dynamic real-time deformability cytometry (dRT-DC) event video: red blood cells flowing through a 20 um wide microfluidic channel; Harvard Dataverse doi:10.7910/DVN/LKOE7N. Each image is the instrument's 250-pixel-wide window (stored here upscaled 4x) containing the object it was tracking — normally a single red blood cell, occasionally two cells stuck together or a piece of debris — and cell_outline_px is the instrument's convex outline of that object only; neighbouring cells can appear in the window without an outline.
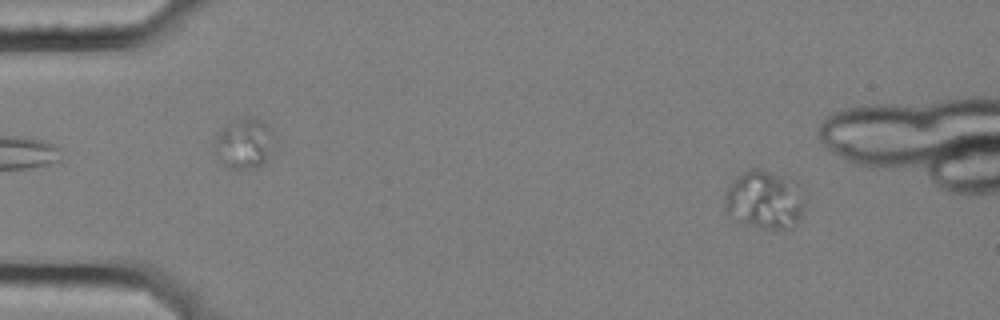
{"species": "common noctule bat (a hibernating species)", "species_latin": "Nyctalus noctula", "temperature_condition": "cold", "stored_images_in_passage": 60, "camera_frame_rate_fps": 3000, "um_per_image_px": 0.085, "animal": {"sex": "female", "body_mass_g": 25.1}, "frame": {"image": 1, "passage_image": 8, "time_ms": 2.333, "image_size_px": [1000, 320], "cell_outline_px": [[804, 204], [800, 220], [784, 228], [760, 228], [728, 216], [724, 208], [724, 196], [728, 188], [736, 176], [740, 172], [748, 168], [764, 168], [788, 176], [792, 180], [804, 200]], "centroid_in_image_um": [64.93, 16.93], "position_along_channel_um": 20.1, "area_um2": 27.22}}
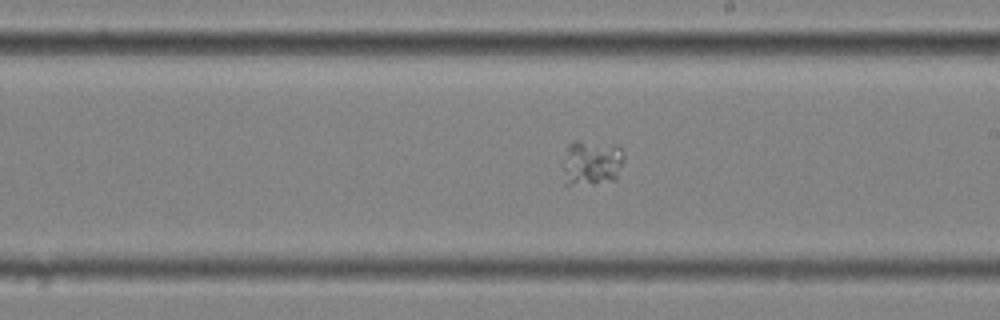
{"frame": {"image": 2, "passage_image": 35, "time_ms": 11.333, "image_size_px": [1000, 320], "cell_outline_px": [[624, 156], [616, 180], [568, 184], [564, 184], [564, 168], [568, 144], [576, 140], [580, 140], [620, 144], [624, 152]], "centroid_in_image_um": [50.35, 13.76], "position_along_channel_um": 238.7, "area_um2": 16.07}}
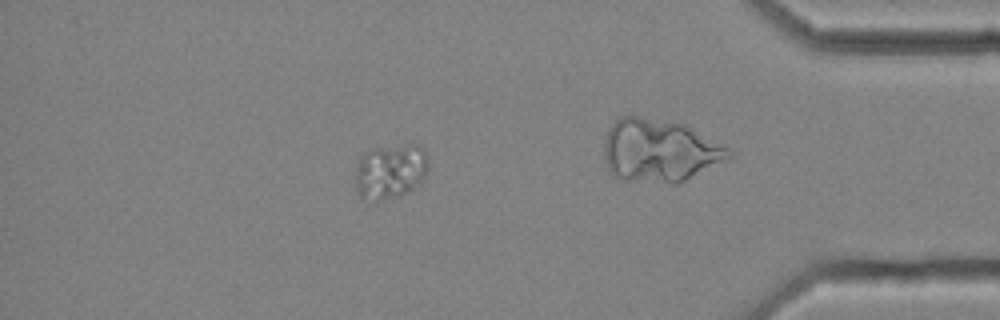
{"frame": {"image": 3, "passage_image": 52, "time_ms": 17.0, "image_size_px": [1000, 320], "cell_outline_px": [[428, 168], [424, 180], [412, 188], [396, 196], [368, 204], [356, 192], [356, 164], [360, 156], [364, 152], [372, 148], [412, 144], [416, 144], [428, 156]], "centroid_in_image_um": [33.13, 14.58], "position_along_channel_um": 402.1, "area_um2": 23.7}}